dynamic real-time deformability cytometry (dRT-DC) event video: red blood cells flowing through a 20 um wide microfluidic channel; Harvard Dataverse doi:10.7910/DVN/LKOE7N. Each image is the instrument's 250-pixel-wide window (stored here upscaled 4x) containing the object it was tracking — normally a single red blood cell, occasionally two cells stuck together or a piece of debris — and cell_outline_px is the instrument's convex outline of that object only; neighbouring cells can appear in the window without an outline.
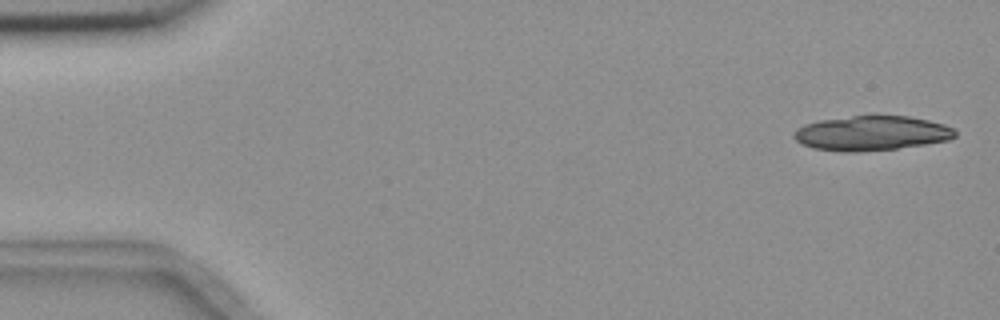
{"species": "common noctule bat (a hibernating species)", "species_latin": "Nyctalus noctula", "temperature_condition": "room temperature", "stored_images_in_passage": 5, "camera_frame_rate_fps": 3000, "um_per_image_px": 0.085, "animal": {"sex": "female", "body_mass_g": 18.4}, "frame": {"image": 1, "passage_image": 1, "time_ms": 0.0, "image_size_px": [1000, 320], "cell_outline_px": [[956, 136], [948, 140], [924, 144], [896, 148], [852, 152], [844, 152], [812, 148], [796, 140], [792, 136], [796, 128], [804, 124], [820, 120], [872, 112], [876, 112], [908, 116], [928, 120], [944, 124], [956, 128]], "centroid_in_image_um": [74.08, 11.27], "position_along_channel_um": 10.9, "area_um2": 33.47}}